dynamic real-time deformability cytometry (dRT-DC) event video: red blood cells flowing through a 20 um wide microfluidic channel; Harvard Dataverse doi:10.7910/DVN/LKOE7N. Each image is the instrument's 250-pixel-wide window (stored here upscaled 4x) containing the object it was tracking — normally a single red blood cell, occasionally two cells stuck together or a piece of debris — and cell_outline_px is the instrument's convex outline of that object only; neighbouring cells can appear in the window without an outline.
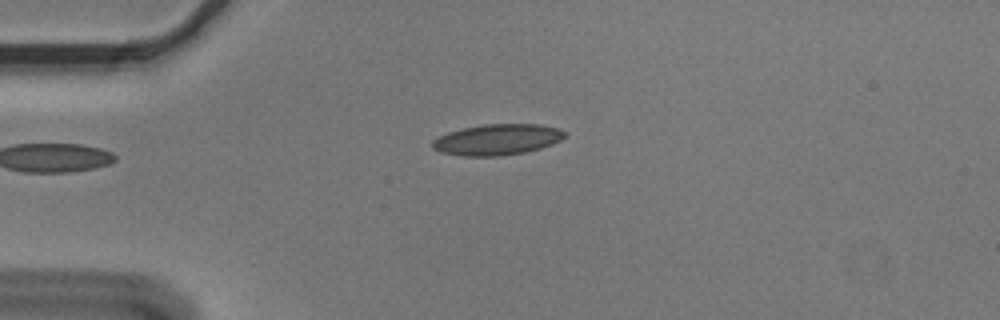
{"species": "Egyptian fruit bat (a non-hibernating species)", "species_latin": "Rousettus aegyptiacus", "temperature_condition": "cold", "stored_images_in_passage": 3, "camera_frame_rate_fps": 3000, "um_per_image_px": 0.085, "animal": {"sex": "male"}, "frame": {"image": 1, "passage_image": 3, "time_ms": 0.667, "image_size_px": [1000, 320], "cell_outline_px": [[568, 132], [560, 140], [552, 144], [540, 148], [524, 152], [500, 156], [460, 156], [440, 152], [432, 148], [432, 140], [448, 132], [464, 128], [484, 124], [540, 124], [556, 128]], "centroid_in_image_um": [42.25, 11.87], "position_along_channel_um": 42.8, "area_um2": 23.81}}